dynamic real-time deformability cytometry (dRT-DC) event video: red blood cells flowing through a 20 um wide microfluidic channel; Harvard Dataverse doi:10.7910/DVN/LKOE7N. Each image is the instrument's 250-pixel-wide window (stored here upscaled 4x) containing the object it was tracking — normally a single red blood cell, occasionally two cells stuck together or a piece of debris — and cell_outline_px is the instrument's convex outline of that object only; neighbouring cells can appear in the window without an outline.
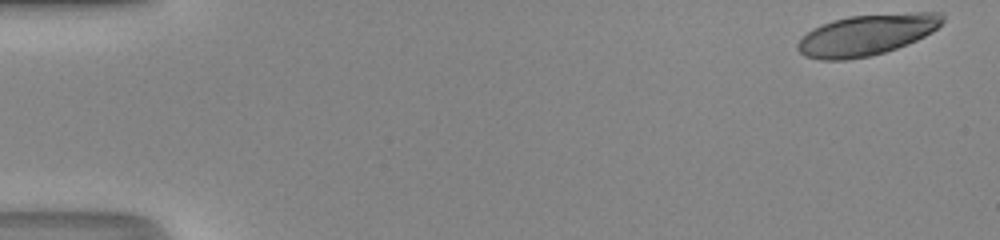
{"species": "human", "species_latin": "Homo sapiens", "temperature_condition": "room temperature", "stored_images_in_passage": 52, "camera_frame_rate_fps": 3000, "um_per_image_px": 0.085, "donor": {"sex": "male"}, "frame": {"image": 1, "passage_image": 1, "time_ms": 0.0, "image_size_px": [1000, 240], "cell_outline_px": [[944, 20], [932, 32], [908, 44], [884, 52], [868, 56], [844, 60], [820, 60], [804, 56], [796, 48], [796, 44], [812, 28], [832, 20], [848, 16], [912, 12], [944, 12]], "centroid_in_image_um": [73.67, 2.95], "position_along_channel_um": 11.3, "area_um2": 34.62}}
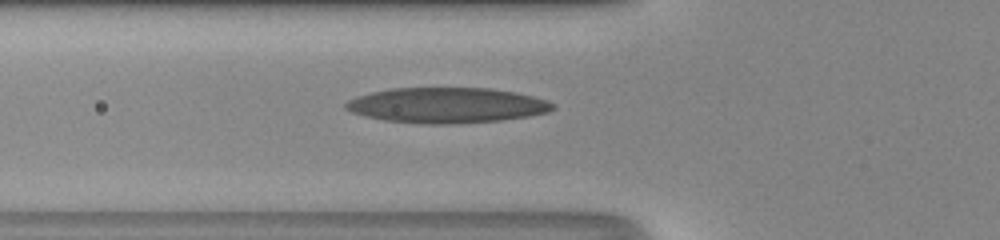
{"frame": {"image": 2, "passage_image": 20, "time_ms": 6.333, "image_size_px": [1000, 240], "cell_outline_px": [[556, 108], [548, 112], [528, 116], [500, 120], [452, 124], [420, 124], [384, 120], [364, 116], [352, 112], [344, 108], [344, 104], [348, 100], [356, 96], [372, 92], [392, 88], [488, 88], [516, 92], [548, 100], [556, 104]], "centroid_in_image_um": [37.98, 8.95], "position_along_channel_um": 87.8, "area_um2": 42.89}}
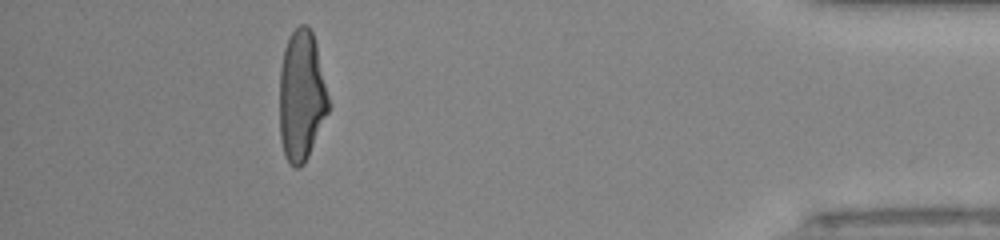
{"frame": {"image": 3, "passage_image": 47, "time_ms": 15.333, "image_size_px": [1000, 240], "cell_outline_px": [[332, 104], [308, 156], [304, 164], [300, 168], [292, 168], [288, 164], [284, 156], [280, 140], [280, 68], [284, 48], [292, 32], [300, 24], [308, 24], [312, 32], [316, 44]], "centroid_in_image_um": [25.64, 8.19], "position_along_channel_um": 409.6, "area_um2": 37.92}, "authors_computed_cell_mechanics": {"area_um2": 38.8705, "velocity_mm_per_s": 4.1632, "shape_relaxation_time_tau1_ms": 8.7515, "shape_relaxation_time_tau2_ms": 1.5965, "deformation_change_tau1": 0.3881, "deformation_change_tau2": 0.1094}}